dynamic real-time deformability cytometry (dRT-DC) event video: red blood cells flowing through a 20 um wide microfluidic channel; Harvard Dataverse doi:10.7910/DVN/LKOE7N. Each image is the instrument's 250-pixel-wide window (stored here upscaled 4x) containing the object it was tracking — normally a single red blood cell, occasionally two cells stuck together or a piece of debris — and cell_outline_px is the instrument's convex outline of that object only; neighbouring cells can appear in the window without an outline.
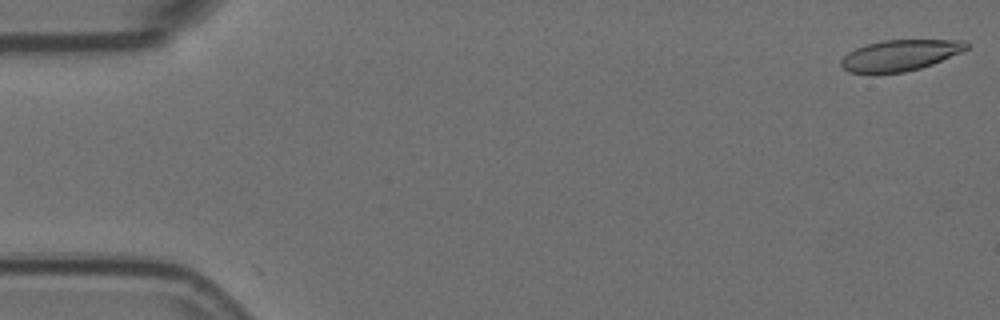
{"species": "Egyptian fruit bat (a non-hibernating species)", "species_latin": "Rousettus aegyptiacus", "temperature_condition": "room temperature", "stored_images_in_passage": 5, "camera_frame_rate_fps": 3000, "um_per_image_px": 0.085, "animal": {"sex": "female"}, "frame": {"image": 1, "passage_image": 1, "time_ms": 0.0, "image_size_px": [1000, 320], "cell_outline_px": [[972, 44], [968, 48], [960, 52], [932, 64], [920, 68], [904, 72], [848, 72], [840, 64], [840, 60], [848, 52], [856, 48], [868, 44], [884, 40], [964, 40]], "centroid_in_image_um": [76.53, 4.68], "position_along_channel_um": 8.5, "area_um2": 22.31}}
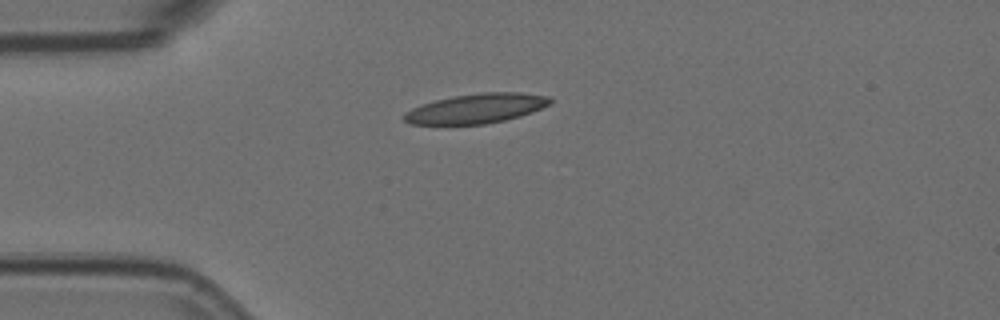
{"frame": {"image": 2, "passage_image": 5, "time_ms": 1.333, "image_size_px": [1000, 320], "cell_outline_px": [[552, 104], [532, 112], [520, 116], [504, 120], [484, 124], [408, 124], [404, 120], [404, 112], [420, 104], [452, 96], [484, 92], [520, 92], [548, 96], [552, 100]], "centroid_in_image_um": [40.49, 9.21], "position_along_channel_um": 44.5, "area_um2": 25.26}}